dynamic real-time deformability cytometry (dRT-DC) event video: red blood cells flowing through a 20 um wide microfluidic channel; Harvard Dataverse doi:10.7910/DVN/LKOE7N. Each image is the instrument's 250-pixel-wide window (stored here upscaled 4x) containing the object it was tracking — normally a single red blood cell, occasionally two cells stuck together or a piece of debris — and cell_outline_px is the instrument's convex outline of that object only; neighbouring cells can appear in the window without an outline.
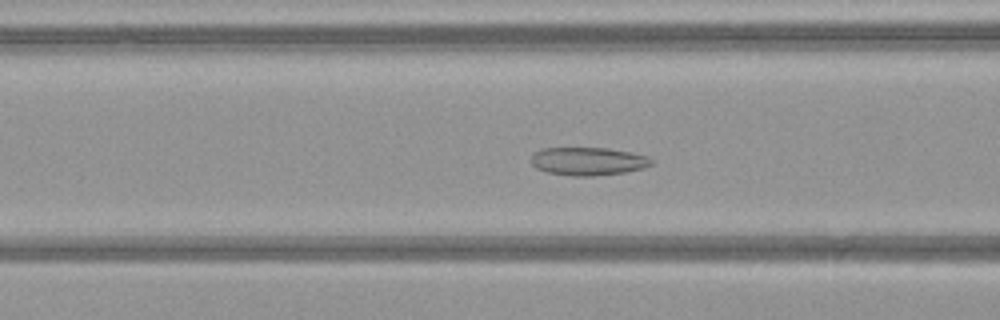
{"species": "common noctule bat (a hibernating species)", "species_latin": "Nyctalus noctula", "temperature_condition": "warm", "stored_images_in_passage": 52, "camera_frame_rate_fps": 3000, "um_per_image_px": 0.085, "animal": {"sex": "female", "body_mass_g": 21.9}, "frame": {"image": 1, "passage_image": 22, "time_ms": 7.0, "image_size_px": [1000, 320], "cell_outline_px": [[652, 164], [644, 168], [624, 172], [592, 176], [572, 176], [548, 172], [536, 168], [532, 164], [532, 152], [540, 148], [608, 148], [632, 152], [648, 156], [652, 160]], "centroid_in_image_um": [49.98, 13.7], "position_along_channel_um": 116.6, "area_um2": 19.77}}
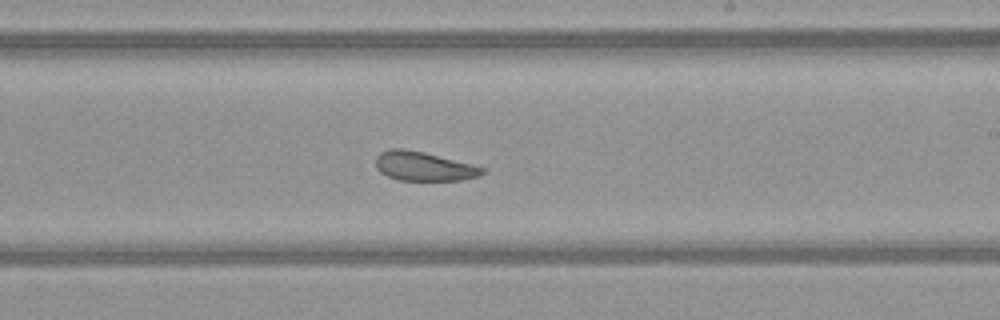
{"frame": {"image": 2, "passage_image": 32, "time_ms": 10.333, "image_size_px": [1000, 320], "cell_outline_px": [[484, 172], [480, 176], [464, 180], [400, 180], [388, 176], [380, 172], [376, 168], [376, 156], [380, 152], [388, 148], [404, 148], [424, 152], [472, 164], [484, 168]], "centroid_in_image_um": [36.0, 14.12], "position_along_channel_um": 253.0, "area_um2": 18.15}}
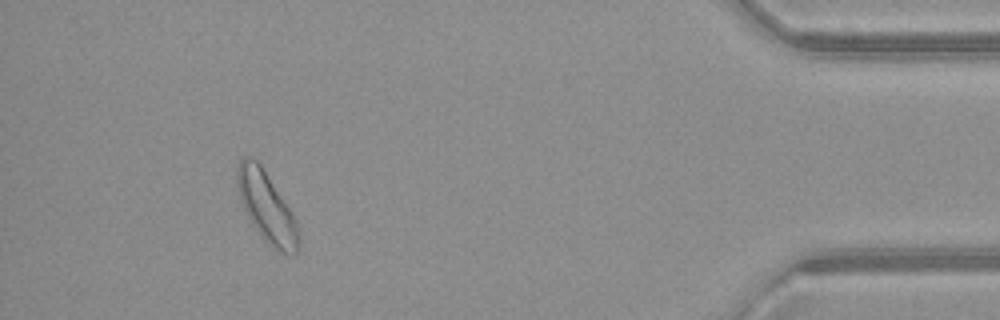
{"frame": {"image": 3, "passage_image": 48, "time_ms": 15.667, "image_size_px": [1000, 320], "cell_outline_px": [[300, 244], [296, 256], [292, 256], [280, 252], [264, 240], [252, 224], [240, 200], [236, 184], [236, 168], [240, 160], [244, 156], [248, 156], [256, 160], [260, 164], [296, 220], [300, 236]], "centroid_in_image_um": [22.66, 17.64], "position_along_channel_um": 412.5, "area_um2": 24.97}, "authors_computed_cell_mechanics": {"area_um2": 22.6287, "velocity_mm_per_s": 4.0935, "shape_relaxation_time_tau1_ms": 6.8979, "shape_relaxation_time_tau2_ms": 2.1879, "deformation_change_tau1": 0.1402, "deformation_change_tau2": 0.0689}}